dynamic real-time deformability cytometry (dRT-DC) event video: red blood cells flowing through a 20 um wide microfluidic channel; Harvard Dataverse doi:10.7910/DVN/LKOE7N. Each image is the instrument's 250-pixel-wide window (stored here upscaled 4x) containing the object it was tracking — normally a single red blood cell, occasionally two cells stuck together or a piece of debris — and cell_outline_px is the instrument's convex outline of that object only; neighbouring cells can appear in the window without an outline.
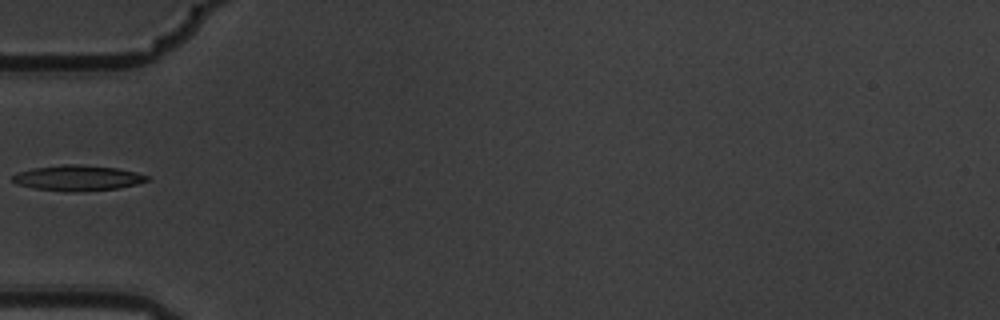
{"species": "common noctule bat (a hibernating species)", "species_latin": "Nyctalus noctula", "temperature_condition": "warm", "stored_images_in_passage": 6, "camera_frame_rate_fps": 3000, "um_per_image_px": 0.085, "animal": {"sex": "male", "body_mass_g": 19.5, "forearm_length_mm": 54.6}, "frame": {"image": 1, "passage_image": 5, "time_ms": 1.333, "image_size_px": [1000, 320], "cell_outline_px": [[148, 180], [136, 184], [116, 188], [72, 192], [32, 188], [16, 184], [12, 180], [12, 176], [16, 172], [32, 168], [64, 164], [80, 164], [116, 168], [136, 172], [148, 176]], "centroid_in_image_um": [6.54, 15.12], "position_along_channel_um": 78.5, "area_um2": 19.88}}
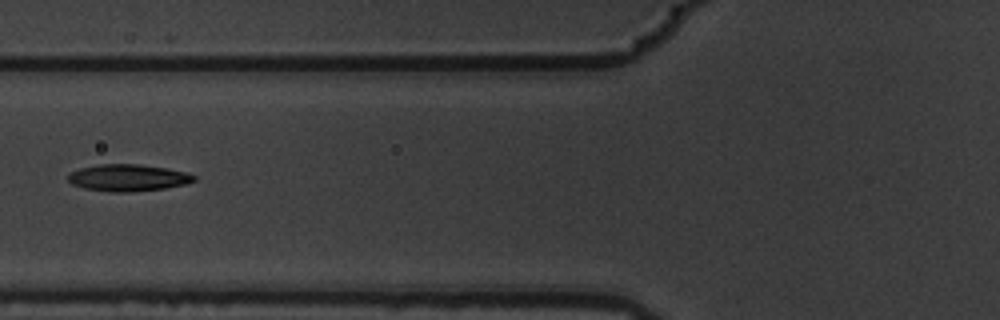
{"frame": {"image": 2, "passage_image": 6, "time_ms": 1.667, "image_size_px": [1000, 320], "cell_outline_px": [[196, 180], [184, 184], [164, 188], [128, 192], [108, 192], [84, 188], [72, 184], [68, 180], [68, 176], [72, 172], [80, 168], [100, 164], [140, 164], [164, 168], [184, 172], [196, 176]], "centroid_in_image_um": [10.85, 15.11], "position_along_channel_um": 114.9, "area_um2": 19.48}}